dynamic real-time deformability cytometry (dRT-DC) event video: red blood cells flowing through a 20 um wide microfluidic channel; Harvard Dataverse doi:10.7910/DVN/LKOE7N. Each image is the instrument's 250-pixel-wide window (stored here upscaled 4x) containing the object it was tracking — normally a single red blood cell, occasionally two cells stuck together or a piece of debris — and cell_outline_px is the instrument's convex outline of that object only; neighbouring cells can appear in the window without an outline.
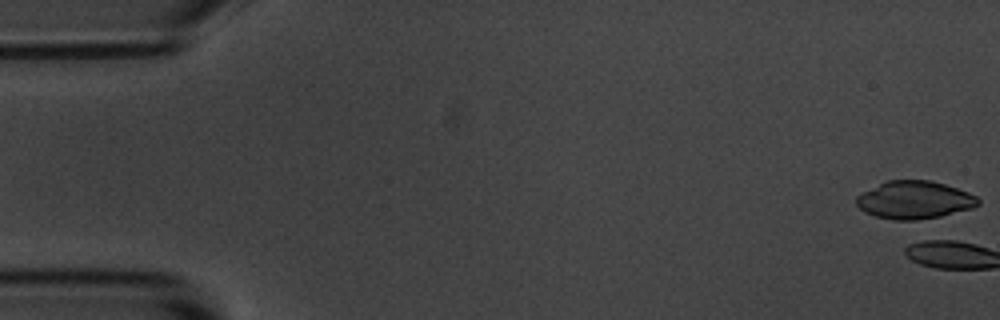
{"species": "common noctule bat (a hibernating species)", "species_latin": "Nyctalus noctula", "temperature_condition": "room temperature", "stored_images_in_passage": 3, "camera_frame_rate_fps": 3000, "um_per_image_px": 0.085, "animal": {"sex": "male", "body_mass_g": 20.1, "forearm_length_mm": 53.5}, "frame": {"image": 1, "passage_image": 1, "time_ms": 0.0, "image_size_px": [1000, 320], "cell_outline_px": [[980, 204], [972, 208], [940, 216], [916, 220], [892, 220], [876, 216], [864, 212], [856, 204], [856, 196], [888, 180], [932, 180], [968, 192], [976, 196], [980, 200]], "centroid_in_image_um": [77.74, 17.0], "position_along_channel_um": 7.3, "area_um2": 26.65}}